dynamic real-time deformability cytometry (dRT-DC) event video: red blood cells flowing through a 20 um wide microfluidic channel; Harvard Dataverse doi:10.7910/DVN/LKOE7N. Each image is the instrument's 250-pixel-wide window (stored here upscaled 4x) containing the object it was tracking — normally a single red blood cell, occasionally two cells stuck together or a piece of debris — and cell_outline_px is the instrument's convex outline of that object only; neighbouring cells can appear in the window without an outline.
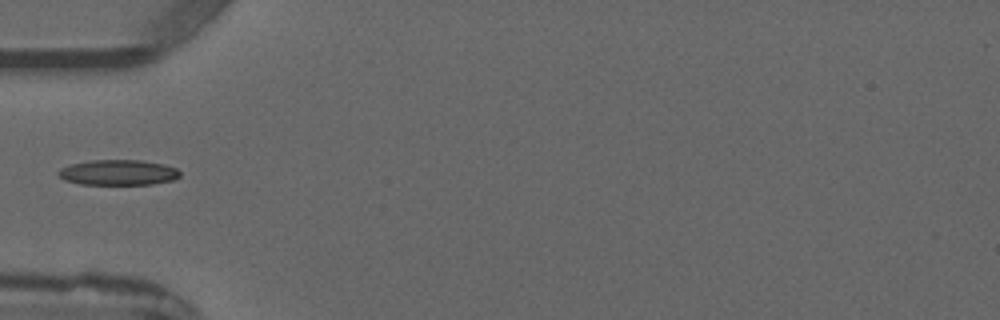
{"species": "common noctule bat (a hibernating species)", "species_latin": "Nyctalus noctula", "temperature_condition": "warm", "stored_images_in_passage": 3, "camera_frame_rate_fps": 3000, "um_per_image_px": 0.085, "animal": {"sex": "male", "forearm_length_mm": 52.5}, "frame": {"image": 1, "passage_image": 3, "time_ms": 2.333, "image_size_px": [1000, 320], "cell_outline_px": [[180, 176], [172, 180], [152, 184], [80, 184], [64, 180], [56, 172], [60, 168], [72, 164], [92, 160], [140, 160], [164, 164], [176, 168], [180, 172]], "centroid_in_image_um": [10.04, 14.66], "position_along_channel_um": 75.0, "area_um2": 17.92}}